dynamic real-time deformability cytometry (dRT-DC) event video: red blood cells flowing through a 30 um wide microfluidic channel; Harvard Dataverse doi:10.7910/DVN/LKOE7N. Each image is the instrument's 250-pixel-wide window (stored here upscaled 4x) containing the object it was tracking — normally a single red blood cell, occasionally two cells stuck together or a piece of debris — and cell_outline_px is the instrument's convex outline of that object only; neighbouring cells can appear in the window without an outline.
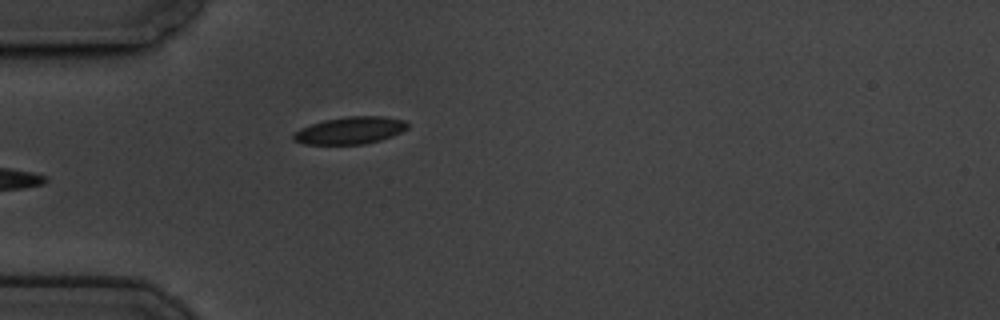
{"species": "common noctule bat (a hibernating species)", "species_latin": "Nyctalus noctula", "temperature_condition": "cold", "stored_images_in_passage": 9, "camera_frame_rate_fps": 3000, "um_per_image_px": 0.085, "animal": {"sex": "male", "body_mass_g": 19.5, "forearm_length_mm": 54.6}, "frame": {"image": 1, "passage_image": 1, "time_ms": 0.0, "image_size_px": [1000, 320], "cell_outline_px": [[408, 128], [392, 136], [380, 140], [364, 144], [304, 144], [292, 140], [292, 136], [300, 128], [324, 120], [348, 116], [384, 116], [408, 120]], "centroid_in_image_um": [29.79, 11.08], "position_along_channel_um": 55.2, "area_um2": 18.15}}
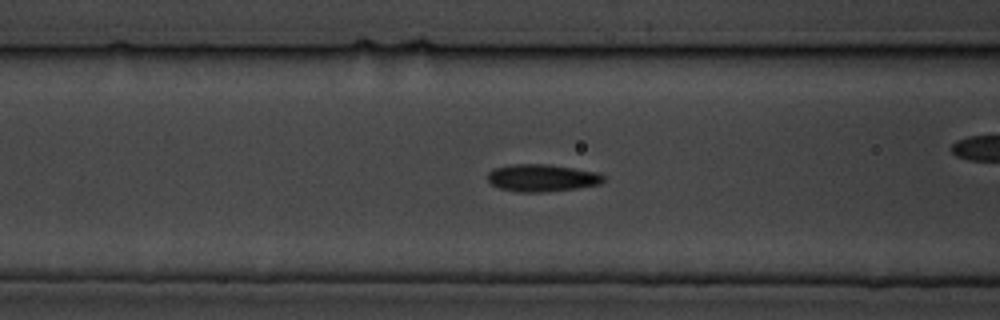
{"frame": {"image": 2, "passage_image": 4, "time_ms": 1.0, "image_size_px": [1000, 320], "cell_outline_px": [[604, 180], [600, 184], [576, 188], [544, 192], [516, 192], [500, 188], [492, 184], [488, 180], [488, 172], [492, 168], [512, 164], [548, 164], [600, 172], [604, 176]], "centroid_in_image_um": [46.07, 15.11], "position_along_channel_um": 120.5, "area_um2": 18.55}}